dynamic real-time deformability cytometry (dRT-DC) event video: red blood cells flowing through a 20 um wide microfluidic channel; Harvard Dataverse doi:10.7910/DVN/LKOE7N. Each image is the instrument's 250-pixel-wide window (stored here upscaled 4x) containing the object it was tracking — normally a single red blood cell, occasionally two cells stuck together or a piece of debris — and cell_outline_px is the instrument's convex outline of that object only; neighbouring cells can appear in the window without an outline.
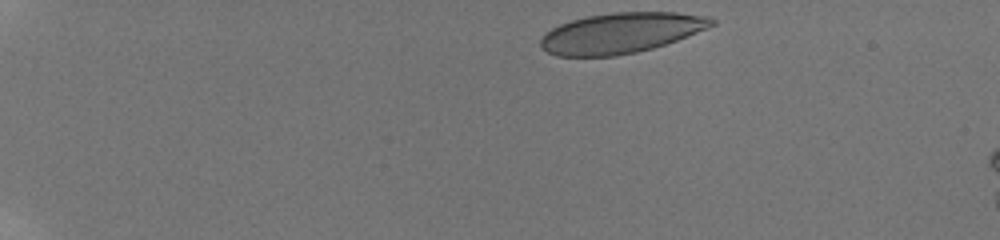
{"species": "human", "species_latin": "Homo sapiens", "temperature_condition": "room temperature", "stored_images_in_passage": 45, "camera_frame_rate_fps": 3000, "um_per_image_px": 0.085, "donor": {"sex": "male"}, "frame": {"image": 1, "passage_image": 1, "time_ms": 0.0, "image_size_px": [1000, 240], "cell_outline_px": [[716, 24], [708, 28], [676, 40], [652, 48], [636, 52], [616, 56], [556, 56], [548, 52], [540, 44], [540, 40], [552, 28], [560, 24], [572, 20], [588, 16], [612, 12], [676, 12], [708, 16], [716, 20]], "centroid_in_image_um": [52.81, 2.79], "position_along_channel_um": 32.2, "area_um2": 40.06}}
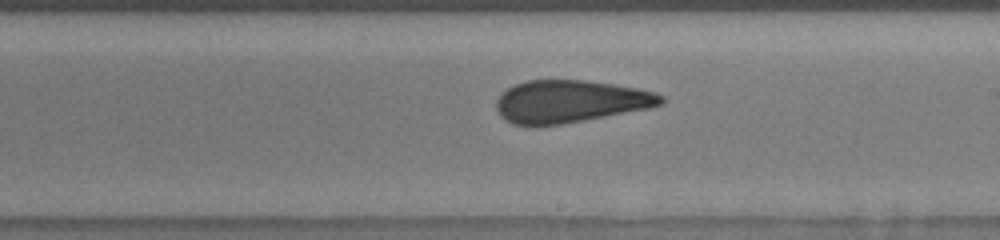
{"frame": {"image": 2, "passage_image": 26, "time_ms": 8.333, "image_size_px": [1000, 240], "cell_outline_px": [[664, 100], [660, 104], [648, 108], [560, 124], [532, 128], [512, 124], [504, 120], [500, 116], [496, 108], [496, 100], [508, 88], [516, 84], [528, 80], [584, 80], [612, 84], [636, 88], [652, 92], [664, 96]], "centroid_in_image_um": [48.38, 8.64], "position_along_channel_um": 240.6, "area_um2": 40.63}}
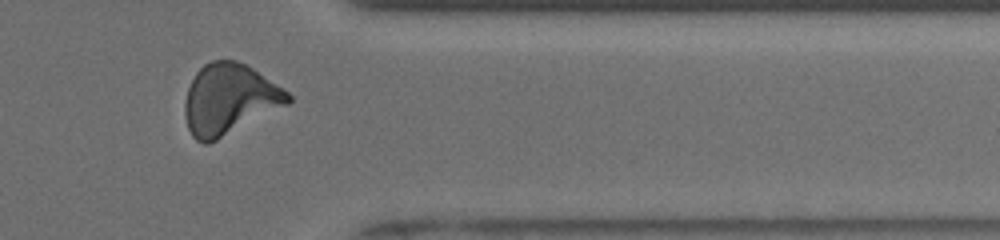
{"frame": {"image": 3, "passage_image": 38, "time_ms": 12.333, "image_size_px": [1000, 240], "cell_outline_px": [[292, 100], [288, 104], [208, 144], [204, 144], [196, 140], [192, 136], [188, 128], [184, 116], [184, 104], [188, 88], [196, 72], [204, 64], [212, 60], [236, 60], [252, 68], [284, 88], [292, 96]], "centroid_in_image_um": [19.48, 8.43], "position_along_channel_um": 391.9, "area_um2": 42.25}, "authors_computed_cell_mechanics": {"area_um2": 40.8646, "velocity_mm_per_s": 3.8782, "shape_relaxation_time_tau1_ms": 8.5965, "shape_relaxation_time_tau2_ms": 1.3669, "deformation_change_tau1": 0.2016, "deformation_change_tau2": 0.0829}}